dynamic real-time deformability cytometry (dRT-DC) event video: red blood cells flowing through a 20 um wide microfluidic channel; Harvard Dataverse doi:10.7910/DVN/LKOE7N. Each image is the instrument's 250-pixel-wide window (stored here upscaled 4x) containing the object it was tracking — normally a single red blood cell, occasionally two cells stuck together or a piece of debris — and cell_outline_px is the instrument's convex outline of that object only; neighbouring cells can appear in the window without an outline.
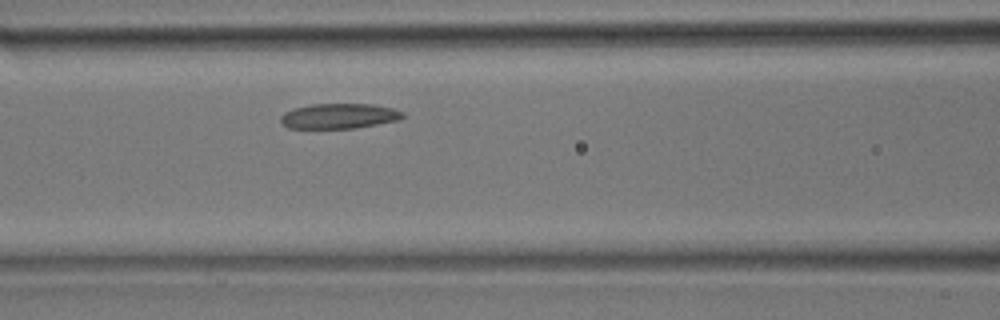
{"species": "common noctule bat (a hibernating species)", "species_latin": "Nyctalus noctula", "temperature_condition": "room temperature", "stored_images_in_passage": 19, "camera_frame_rate_fps": 3000, "um_per_image_px": 0.085, "animal": {"sex": "male", "body_mass_g": 17.9}, "frame": {"image": 1, "passage_image": 11, "time_ms": 3.333, "image_size_px": [1000, 320], "cell_outline_px": [[404, 116], [400, 120], [356, 128], [288, 128], [280, 124], [280, 116], [284, 112], [292, 108], [312, 104], [372, 104], [392, 108], [404, 112]], "centroid_in_image_um": [28.79, 9.86], "position_along_channel_um": 137.8, "area_um2": 18.09}}
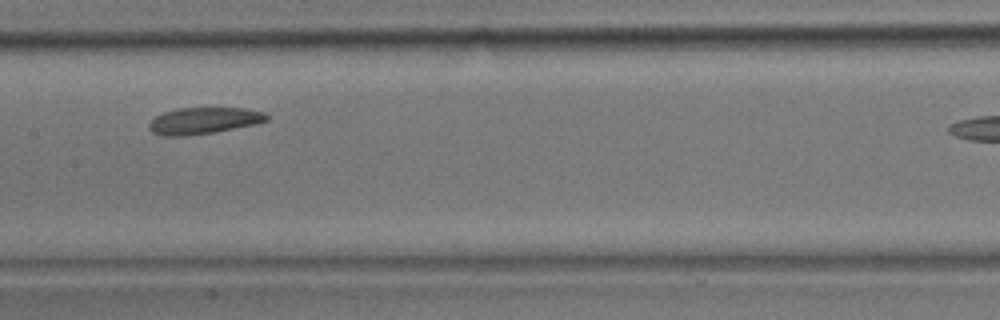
{"frame": {"image": 2, "passage_image": 14, "time_ms": 4.333, "image_size_px": [1000, 320], "cell_outline_px": [[268, 120], [252, 124], [216, 132], [188, 136], [164, 136], [152, 132], [148, 128], [148, 124], [156, 116], [164, 112], [180, 108], [248, 108], [264, 112], [268, 116]], "centroid_in_image_um": [17.29, 10.26], "position_along_channel_um": 190.1, "area_um2": 18.15}}